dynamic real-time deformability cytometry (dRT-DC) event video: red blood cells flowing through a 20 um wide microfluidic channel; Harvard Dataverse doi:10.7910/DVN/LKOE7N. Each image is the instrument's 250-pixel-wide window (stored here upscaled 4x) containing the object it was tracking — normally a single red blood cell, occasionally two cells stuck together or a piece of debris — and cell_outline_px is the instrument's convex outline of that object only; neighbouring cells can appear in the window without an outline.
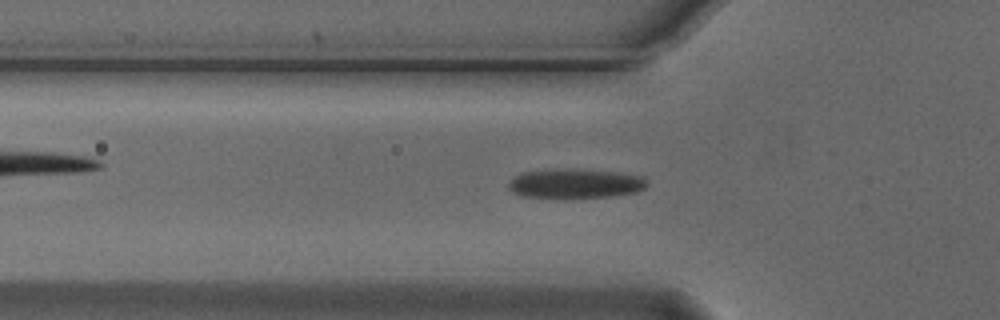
{"species": "Egyptian fruit bat (a non-hibernating species)", "species_latin": "Rousettus aegyptiacus", "temperature_condition": "cold", "stored_images_in_passage": 36, "camera_frame_rate_fps": 3000, "um_per_image_px": 0.085, "animal": {"sex": "male"}, "frame": {"image": 1, "passage_image": 11, "time_ms": 3.333, "image_size_px": [1000, 320], "cell_outline_px": [[648, 184], [644, 188], [636, 192], [612, 196], [564, 200], [524, 196], [512, 192], [508, 188], [508, 184], [516, 176], [524, 172], [544, 168], [572, 168], [616, 172], [644, 176]], "centroid_in_image_um": [48.88, 15.61], "position_along_channel_um": 76.9, "area_um2": 24.74}}
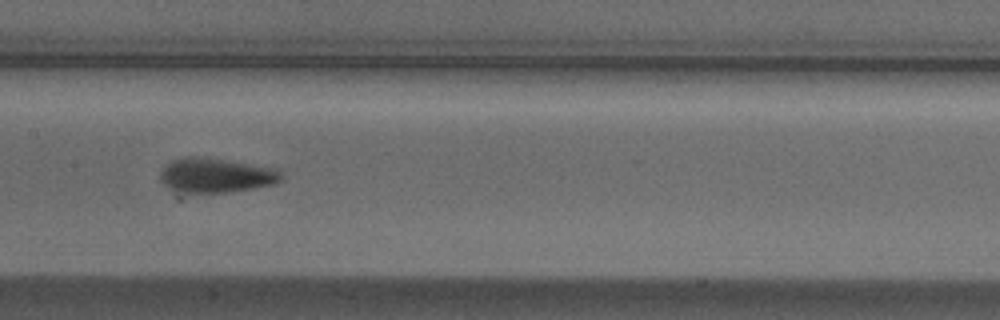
{"frame": {"image": 2, "passage_image": 20, "time_ms": 6.333, "image_size_px": [1000, 320], "cell_outline_px": [[284, 176], [276, 184], [228, 192], [188, 192], [168, 188], [160, 180], [160, 172], [172, 160], [184, 156], [192, 156], [280, 168]], "centroid_in_image_um": [18.4, 14.9], "position_along_channel_um": 189.0, "area_um2": 24.1}}
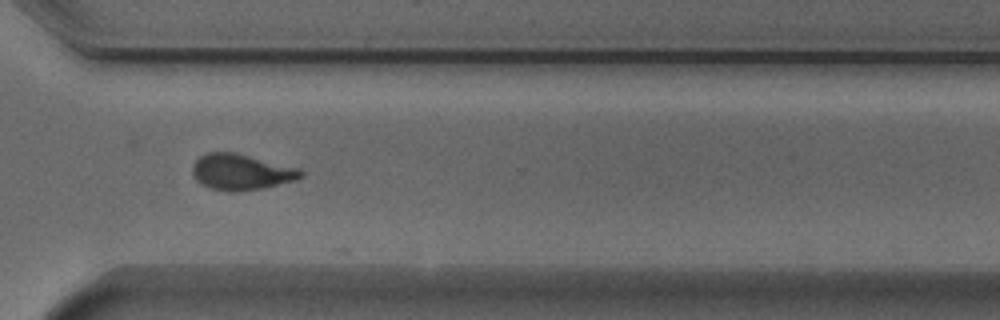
{"frame": {"image": 3, "passage_image": 33, "time_ms": 10.667, "image_size_px": [1000, 320], "cell_outline_px": [[304, 176], [296, 180], [264, 188], [236, 192], [228, 192], [208, 188], [196, 180], [192, 176], [192, 164], [200, 156], [208, 152], [236, 152], [300, 168], [304, 172]], "centroid_in_image_um": [20.5, 14.62], "position_along_channel_um": 350.1, "area_um2": 23.12}, "authors_computed_cell_mechanics": {"area_um2": 23.3801, "velocity_mm_per_s": 3.7182, "shape_relaxation_time_tau1_ms": 5.5938, "shape_relaxation_time_tau2_ms": 1.5433, "deformation_change_tau1": 0.1764, "deformation_change_tau2": 0.0647}}